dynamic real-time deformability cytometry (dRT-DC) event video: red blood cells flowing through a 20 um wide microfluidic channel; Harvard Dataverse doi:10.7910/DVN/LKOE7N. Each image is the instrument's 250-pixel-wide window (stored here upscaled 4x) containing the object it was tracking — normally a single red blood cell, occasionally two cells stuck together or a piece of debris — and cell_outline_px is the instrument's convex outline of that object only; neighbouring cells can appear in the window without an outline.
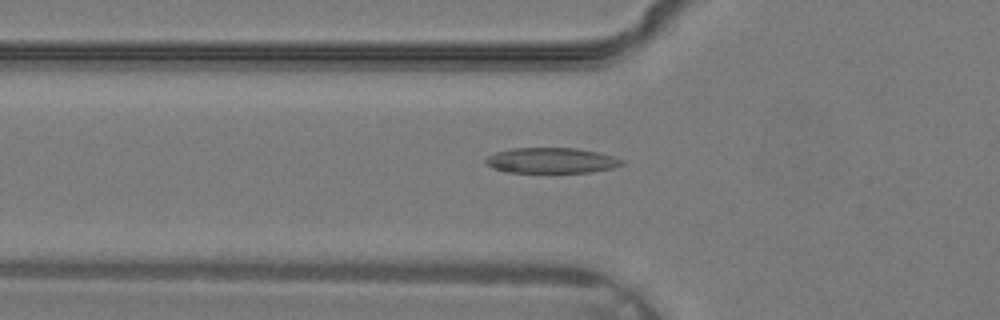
{"species": "common noctule bat (a hibernating species)", "species_latin": "Nyctalus noctula", "temperature_condition": "warm", "stored_images_in_passage": 36, "camera_frame_rate_fps": 3000, "um_per_image_px": 0.085, "animal": {"sex": "male", "body_mass_g": 19.2, "forearm_length_mm": 51.8}, "frame": {"image": 1, "passage_image": 13, "time_ms": 4.0, "image_size_px": [1000, 320], "cell_outline_px": [[624, 164], [612, 168], [592, 172], [508, 172], [492, 168], [484, 160], [488, 156], [496, 152], [512, 148], [576, 148], [596, 152], [612, 156], [624, 160]], "centroid_in_image_um": [46.87, 13.64], "position_along_channel_um": 78.9, "area_um2": 20.06}}
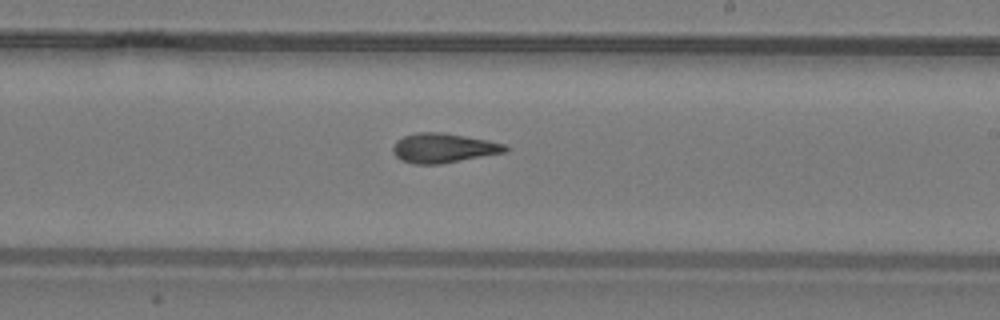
{"frame": {"image": 2, "passage_image": 22, "time_ms": 7.0, "image_size_px": [1000, 320], "cell_outline_px": [[508, 152], [440, 164], [412, 164], [400, 160], [392, 152], [392, 148], [396, 140], [404, 136], [420, 132], [440, 132], [488, 140], [504, 144], [508, 148]], "centroid_in_image_um": [37.67, 12.59], "position_along_channel_um": 251.3, "area_um2": 19.36}}
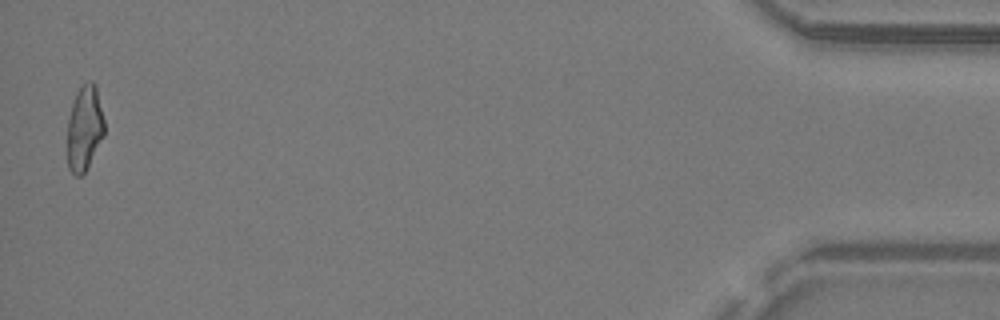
{"frame": {"image": 3, "passage_image": 36, "time_ms": 11.667, "image_size_px": [1000, 320], "cell_outline_px": [[104, 136], [84, 172], [80, 176], [76, 176], [68, 168], [68, 120], [72, 104], [76, 92], [88, 80], [92, 80], [96, 84], [104, 120]], "centroid_in_image_um": [7.19, 10.86], "position_along_channel_um": 428.0, "area_um2": 18.21}}